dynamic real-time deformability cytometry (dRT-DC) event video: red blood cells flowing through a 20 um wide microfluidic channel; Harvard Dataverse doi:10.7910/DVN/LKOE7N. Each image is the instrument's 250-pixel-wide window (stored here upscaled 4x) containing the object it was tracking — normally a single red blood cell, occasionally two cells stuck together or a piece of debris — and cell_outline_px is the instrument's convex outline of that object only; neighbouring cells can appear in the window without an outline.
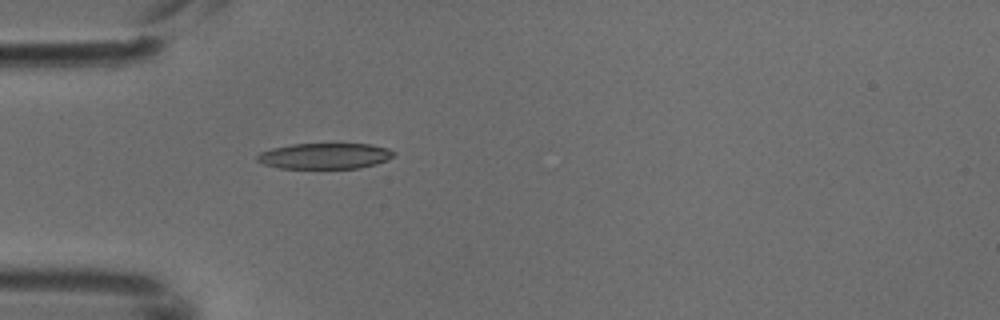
{"species": "common noctule bat (a hibernating species)", "species_latin": "Nyctalus noctula", "temperature_condition": "cold", "stored_images_in_passage": 2, "camera_frame_rate_fps": 3000, "um_per_image_px": 0.085, "animal": {"sex": "male", "body_mass_g": 18.8}, "frame": {"image": 1, "passage_image": 2, "time_ms": 0.333, "image_size_px": [1000, 320], "cell_outline_px": [[396, 152], [388, 160], [376, 164], [360, 168], [280, 168], [264, 164], [256, 160], [256, 156], [260, 152], [272, 148], [292, 144], [372, 144], [388, 148]], "centroid_in_image_um": [27.62, 13.25], "position_along_channel_um": 57.4, "area_um2": 20.58}}